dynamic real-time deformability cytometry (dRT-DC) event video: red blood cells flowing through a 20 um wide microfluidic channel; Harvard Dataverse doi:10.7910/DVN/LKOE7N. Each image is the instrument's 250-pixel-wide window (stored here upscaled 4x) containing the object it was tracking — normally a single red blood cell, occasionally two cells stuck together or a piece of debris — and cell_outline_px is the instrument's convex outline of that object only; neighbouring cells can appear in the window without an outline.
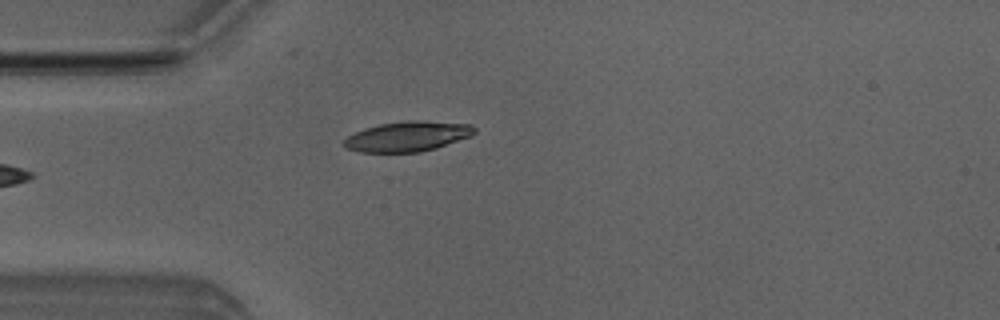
{"species": "Egyptian fruit bat (a non-hibernating species)", "species_latin": "Rousettus aegyptiacus", "temperature_condition": "room temperature", "stored_images_in_passage": 1, "camera_frame_rate_fps": 3000, "um_per_image_px": 0.085, "animal": {"sex": "male"}, "frame": {"image": 1, "passage_image": 1, "time_ms": 0.0, "image_size_px": [1000, 320], "cell_outline_px": [[476, 132], [472, 136], [436, 148], [420, 152], [360, 152], [348, 148], [344, 144], [344, 140], [348, 136], [364, 128], [380, 124], [408, 120], [416, 120], [472, 124], [476, 128]], "centroid_in_image_um": [34.69, 11.59], "position_along_channel_um": 50.3, "area_um2": 22.83}}